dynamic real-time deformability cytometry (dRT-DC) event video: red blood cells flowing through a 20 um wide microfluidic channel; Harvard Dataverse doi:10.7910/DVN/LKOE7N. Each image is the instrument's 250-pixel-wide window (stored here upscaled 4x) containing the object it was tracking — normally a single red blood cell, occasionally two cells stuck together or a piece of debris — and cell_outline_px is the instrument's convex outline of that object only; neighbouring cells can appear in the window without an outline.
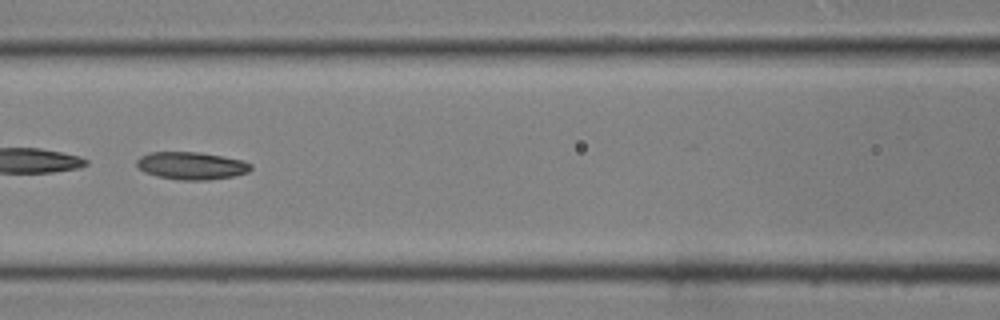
{"species": "common noctule bat (a hibernating species)", "species_latin": "Nyctalus noctula", "temperature_condition": "room temperature", "stored_images_in_passage": 40, "camera_frame_rate_fps": 3000, "um_per_image_px": 0.085, "animal": {"sex": "male", "body_mass_g": 19.0, "forearm_length_mm": 50.8}, "frame": {"image": 1, "passage_image": 18, "time_ms": 5.667, "image_size_px": [1000, 320], "cell_outline_px": [[252, 168], [248, 172], [232, 176], [208, 180], [180, 180], [156, 176], [144, 172], [136, 164], [136, 160], [140, 156], [152, 152], [200, 152], [224, 156], [240, 160], [252, 164]], "centroid_in_image_um": [16.26, 14.08], "position_along_channel_um": 150.3, "area_um2": 18.32}}
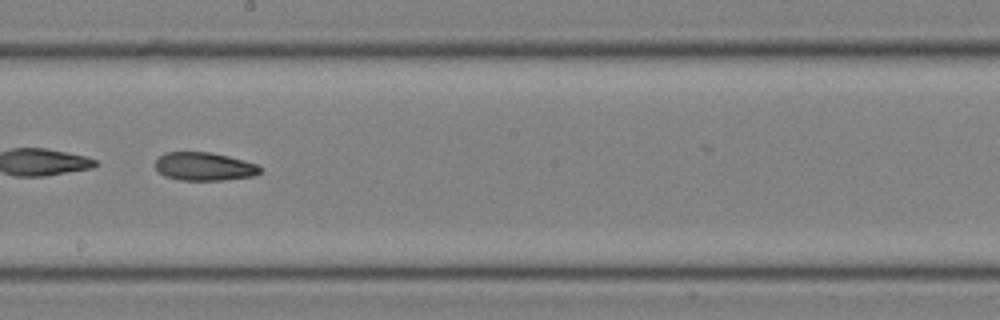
{"frame": {"image": 2, "passage_image": 23, "time_ms": 7.333, "image_size_px": [1000, 320], "cell_outline_px": [[260, 172], [252, 176], [224, 180], [180, 180], [164, 176], [156, 168], [156, 160], [160, 156], [168, 152], [212, 152], [228, 156], [256, 164], [260, 168]], "centroid_in_image_um": [17.34, 14.15], "position_along_channel_um": 230.9, "area_um2": 17.05}}